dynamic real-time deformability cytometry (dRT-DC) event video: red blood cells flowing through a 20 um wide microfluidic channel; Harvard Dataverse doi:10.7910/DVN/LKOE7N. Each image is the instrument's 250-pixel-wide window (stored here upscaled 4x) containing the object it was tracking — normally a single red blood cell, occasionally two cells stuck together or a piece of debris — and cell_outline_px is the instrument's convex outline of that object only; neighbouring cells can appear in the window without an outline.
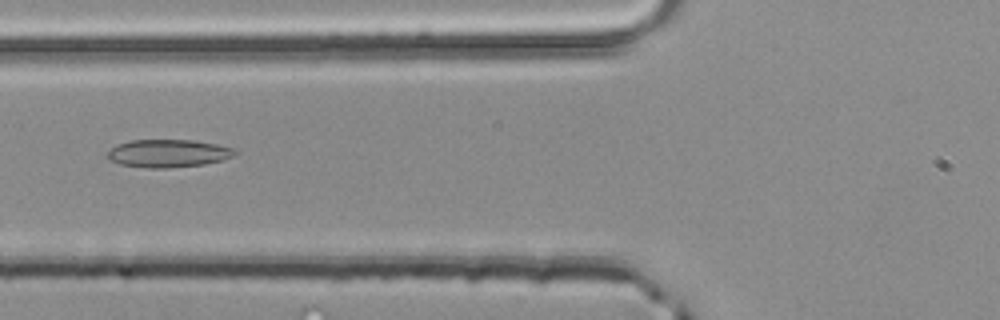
{"species": "common noctule bat (a hibernating species)", "species_latin": "Nyctalus noctula", "temperature_condition": "room temperature", "stored_images_in_passage": 5, "camera_frame_rate_fps": 3000, "um_per_image_px": 0.085, "animal": {"sex": "male", "body_mass_g": 20.4}, "frame": {"image": 1, "passage_image": 5, "time_ms": 1.333, "image_size_px": [1000, 320], "cell_outline_px": [[236, 152], [232, 156], [224, 160], [204, 164], [168, 168], [148, 168], [120, 164], [108, 160], [108, 152], [116, 144], [128, 140], [192, 140], [216, 144], [232, 148]], "centroid_in_image_um": [14.26, 13.03], "position_along_channel_um": 111.5, "area_um2": 20.63}}